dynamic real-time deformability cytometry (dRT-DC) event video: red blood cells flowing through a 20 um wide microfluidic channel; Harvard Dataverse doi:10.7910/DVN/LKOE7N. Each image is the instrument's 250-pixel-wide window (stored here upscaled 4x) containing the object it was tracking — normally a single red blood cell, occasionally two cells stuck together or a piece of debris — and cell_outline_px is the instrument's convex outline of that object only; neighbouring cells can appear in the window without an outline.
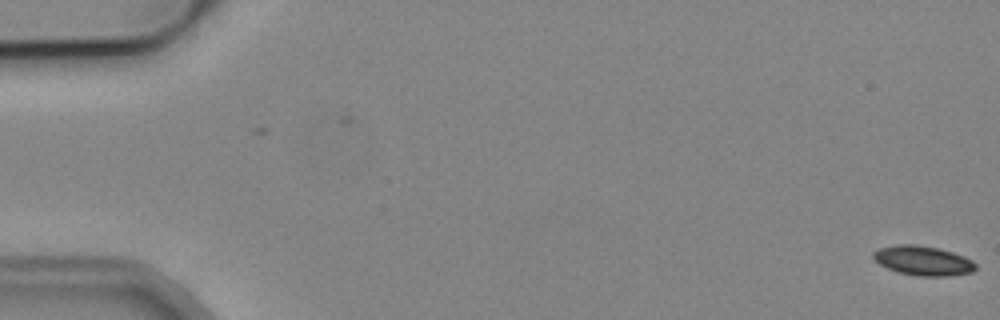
{"species": "common noctule bat (a hibernating species)", "species_latin": "Nyctalus noctula", "temperature_condition": "cold", "stored_images_in_passage": 2, "camera_frame_rate_fps": 3000, "um_per_image_px": 0.085, "animal": {"sex": "male", "body_mass_g": 19.2, "forearm_length_mm": 51.8}, "frame": {"image": 1, "passage_image": 2, "time_ms": 1.0, "image_size_px": [1000, 320], "cell_outline_px": [[976, 268], [972, 272], [948, 276], [920, 276], [900, 272], [888, 268], [880, 264], [872, 256], [872, 252], [880, 248], [896, 244], [916, 244], [936, 248], [952, 252], [964, 256], [972, 260], [976, 264]], "centroid_in_image_um": [78.46, 22.15], "position_along_channel_um": 6.5, "area_um2": 17.46}}